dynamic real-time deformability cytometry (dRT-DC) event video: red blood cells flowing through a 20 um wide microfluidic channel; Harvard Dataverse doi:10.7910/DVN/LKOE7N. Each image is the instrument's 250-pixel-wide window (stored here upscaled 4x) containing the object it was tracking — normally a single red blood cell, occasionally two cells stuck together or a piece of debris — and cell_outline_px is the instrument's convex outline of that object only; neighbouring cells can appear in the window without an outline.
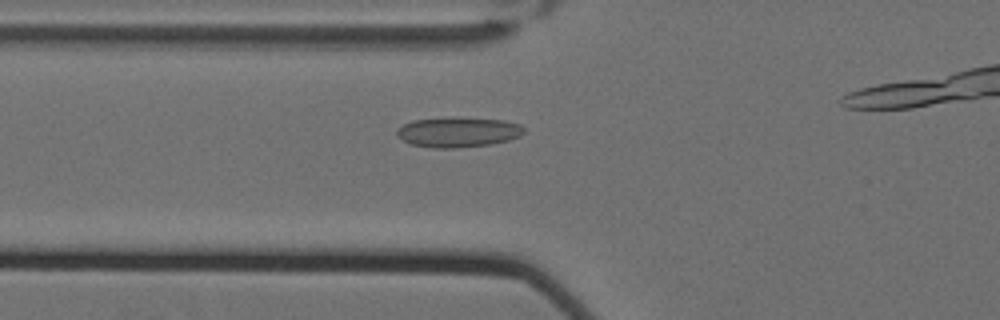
{"species": "Egyptian fruit bat (a non-hibernating species)", "species_latin": "Rousettus aegyptiacus", "temperature_condition": "cold", "stored_images_in_passage": 42, "camera_frame_rate_fps": 3000, "um_per_image_px": 0.085, "animal": {"sex": "female"}, "frame": {"image": 1, "passage_image": 12, "time_ms": 3.667, "image_size_px": [1000, 320], "cell_outline_px": [[524, 132], [520, 136], [508, 140], [488, 144], [456, 148], [432, 148], [412, 144], [396, 136], [396, 128], [412, 120], [452, 116], [504, 120], [520, 124], [524, 128]], "centroid_in_image_um": [38.91, 11.21], "position_along_channel_um": 86.9, "area_um2": 22.54}}
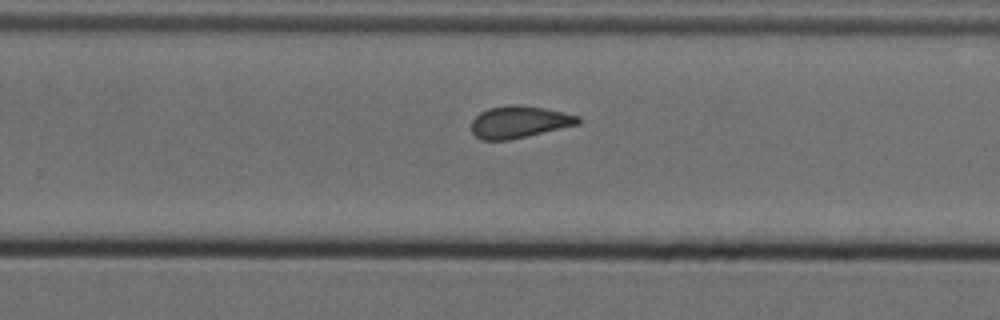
{"frame": {"image": 2, "passage_image": 29, "time_ms": 9.333, "image_size_px": [1000, 320], "cell_outline_px": [[580, 124], [512, 140], [480, 140], [472, 132], [472, 120], [480, 112], [488, 108], [512, 104], [520, 104], [544, 108], [580, 116]], "centroid_in_image_um": [44.14, 10.37], "position_along_channel_um": 285.7, "area_um2": 20.11}}
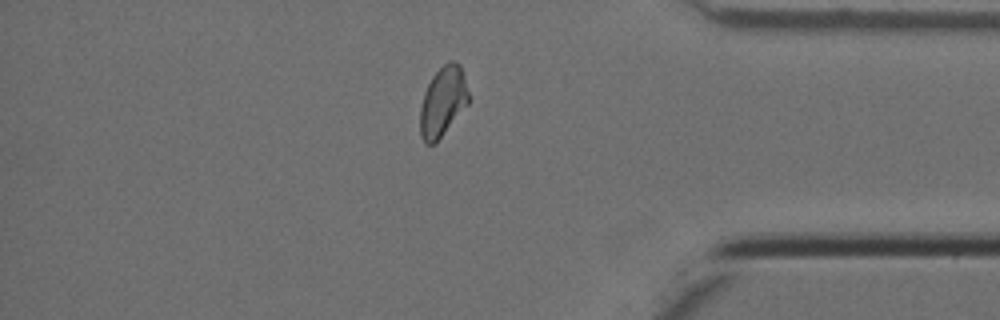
{"frame": {"image": 3, "passage_image": 40, "time_ms": 13.0, "image_size_px": [1000, 320], "cell_outline_px": [[468, 104], [436, 144], [424, 144], [420, 136], [420, 108], [424, 92], [432, 76], [444, 64], [452, 60], [460, 64], [468, 92]], "centroid_in_image_um": [37.62, 8.68], "position_along_channel_um": 397.6, "area_um2": 19.71}, "authors_computed_cell_mechanics": {"area_um2": 20.2011, "velocity_mm_per_s": 3.4942, "shape_relaxation_time_tau1_ms": null, "shape_relaxation_time_tau2_ms": 1.7272, "deformation_change_tau1": null, "deformation_change_tau2": 0.0925}}